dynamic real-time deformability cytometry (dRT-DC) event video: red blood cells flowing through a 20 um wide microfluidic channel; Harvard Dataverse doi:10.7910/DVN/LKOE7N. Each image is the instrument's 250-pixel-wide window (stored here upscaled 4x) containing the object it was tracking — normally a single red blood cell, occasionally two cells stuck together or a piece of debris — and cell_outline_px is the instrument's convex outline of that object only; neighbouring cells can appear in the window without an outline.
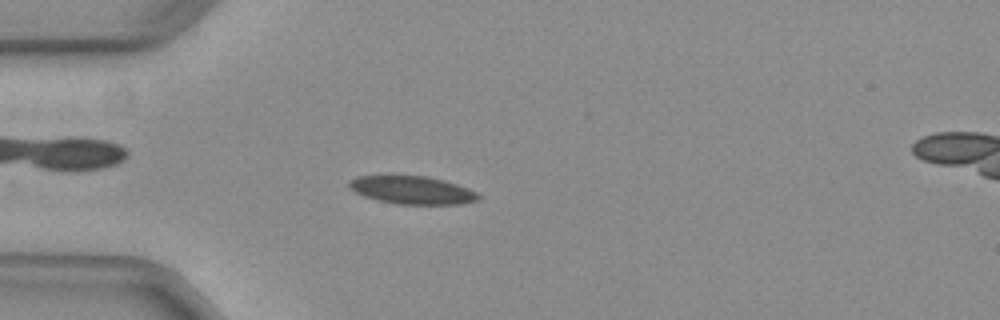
{"species": "common noctule bat (a hibernating species)", "species_latin": "Nyctalus noctula", "temperature_condition": "warm", "stored_images_in_passage": 22, "camera_frame_rate_fps": 3000, "um_per_image_px": 0.085, "animal": {"sex": "female", "body_mass_g": 29.2, "forearm_length_mm": 56.3}, "frame": {"image": 1, "passage_image": 15, "time_ms": 4.667, "image_size_px": [1000, 320], "cell_outline_px": [[480, 200], [464, 204], [396, 204], [364, 196], [348, 188], [348, 180], [356, 176], [388, 172], [392, 172], [424, 176], [444, 180], [468, 188], [476, 192], [480, 196]], "centroid_in_image_um": [34.95, 16.1], "position_along_channel_um": 50.0, "area_um2": 22.08}}